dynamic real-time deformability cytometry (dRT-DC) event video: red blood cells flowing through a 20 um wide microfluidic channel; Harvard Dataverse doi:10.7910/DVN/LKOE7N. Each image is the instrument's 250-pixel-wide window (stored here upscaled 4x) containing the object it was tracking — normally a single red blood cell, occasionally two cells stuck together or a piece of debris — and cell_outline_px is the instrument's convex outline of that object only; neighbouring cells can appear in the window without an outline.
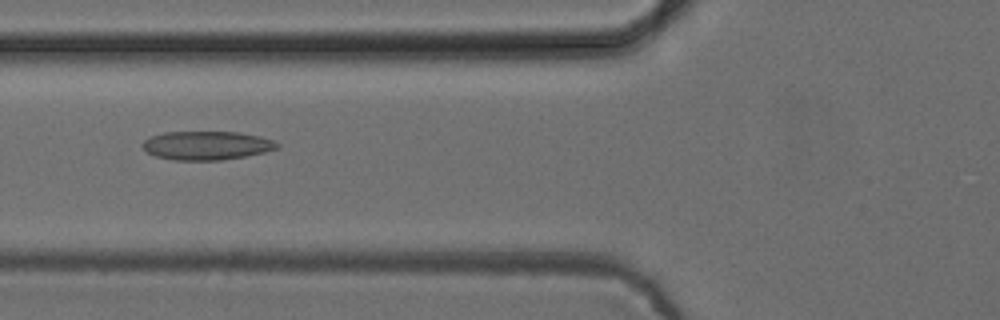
{"species": "common noctule bat (a hibernating species)", "species_latin": "Nyctalus noctula", "temperature_condition": "cold", "stored_images_in_passage": 52, "camera_frame_rate_fps": 3000, "um_per_image_px": 0.085, "animal": {"sex": "female", "body_mass_g": 24.6, "forearm_length_mm": 56.2}, "frame": {"image": 1, "passage_image": 20, "time_ms": 6.333, "image_size_px": [1000, 320], "cell_outline_px": [[280, 144], [276, 148], [264, 152], [244, 156], [220, 160], [172, 160], [156, 156], [148, 152], [140, 144], [144, 140], [152, 136], [164, 132], [240, 132], [260, 136], [272, 140]], "centroid_in_image_um": [17.55, 12.36], "position_along_channel_um": 108.3, "area_um2": 22.37}}
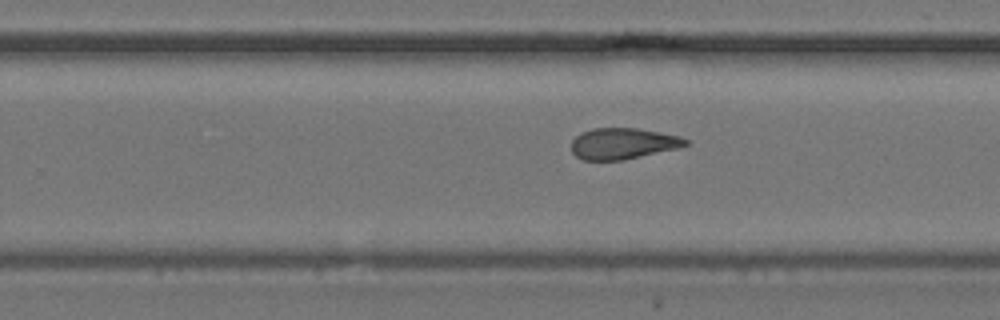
{"frame": {"image": 2, "passage_image": 33, "time_ms": 10.667, "image_size_px": [1000, 320], "cell_outline_px": [[688, 144], [680, 148], [624, 160], [584, 160], [576, 156], [572, 152], [572, 140], [580, 132], [592, 128], [636, 128], [680, 136], [688, 140]], "centroid_in_image_um": [52.95, 12.2], "position_along_channel_um": 276.9, "area_um2": 20.81}}
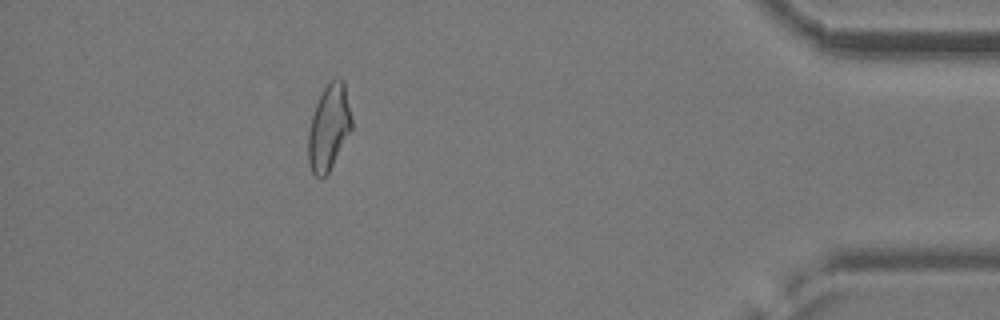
{"frame": {"image": 3, "passage_image": 47, "time_ms": 15.333, "image_size_px": [1000, 320], "cell_outline_px": [[352, 128], [328, 172], [320, 180], [312, 172], [308, 160], [308, 132], [312, 116], [316, 104], [324, 88], [336, 76], [340, 76], [344, 80], [352, 120]], "centroid_in_image_um": [27.95, 10.8], "position_along_channel_um": 407.2, "area_um2": 21.5}, "authors_computed_cell_mechanics": {"area_um2": 22.1663, "velocity_mm_per_s": 3.8889, "shape_relaxation_time_tau1_ms": null, "shape_relaxation_time_tau2_ms": 4.0274, "deformation_change_tau1": null, "deformation_change_tau2": 0.1091}}